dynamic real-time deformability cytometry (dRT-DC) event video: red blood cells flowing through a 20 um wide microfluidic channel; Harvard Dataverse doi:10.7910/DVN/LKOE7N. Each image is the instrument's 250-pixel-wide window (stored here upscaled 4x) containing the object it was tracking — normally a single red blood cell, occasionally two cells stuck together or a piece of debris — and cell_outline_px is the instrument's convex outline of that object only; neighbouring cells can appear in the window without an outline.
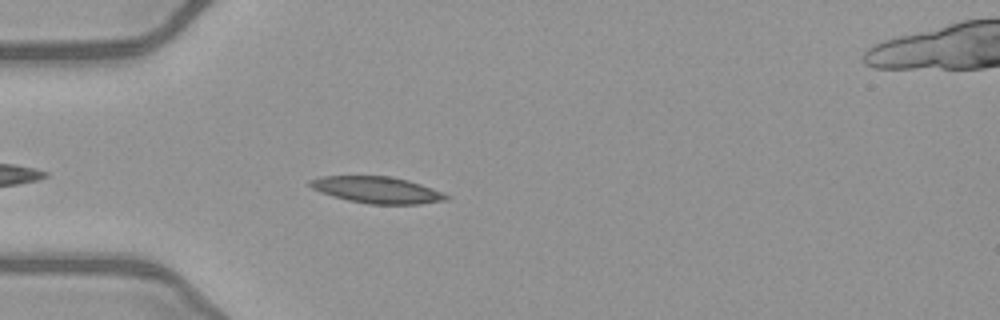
{"species": "common noctule bat (a hibernating species)", "species_latin": "Nyctalus noctula", "temperature_condition": "warm", "stored_images_in_passage": 35, "camera_frame_rate_fps": 3000, "um_per_image_px": 0.085, "animal": {"sex": "female", "body_mass_g": 21.9}, "frame": {"image": 1, "passage_image": 5, "time_ms": 1.333, "image_size_px": [1000, 320], "cell_outline_px": [[452, 196], [448, 200], [420, 204], [368, 204], [348, 200], [332, 196], [320, 192], [312, 188], [308, 184], [308, 180], [320, 176], [392, 176], [408, 180], [432, 188]], "centroid_in_image_um": [32.05, 16.14], "position_along_channel_um": 52.9, "area_um2": 21.27}}
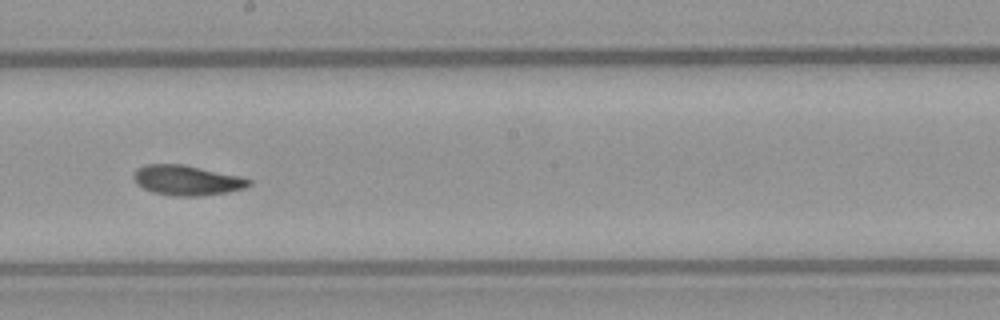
{"frame": {"image": 2, "passage_image": 19, "time_ms": 6.0, "image_size_px": [1000, 320], "cell_outline_px": [[252, 184], [244, 188], [228, 192], [200, 196], [172, 196], [152, 192], [136, 184], [132, 176], [136, 168], [144, 164], [184, 164], [244, 176], [252, 180]], "centroid_in_image_um": [15.9, 15.31], "position_along_channel_um": 232.3, "area_um2": 20.63}}
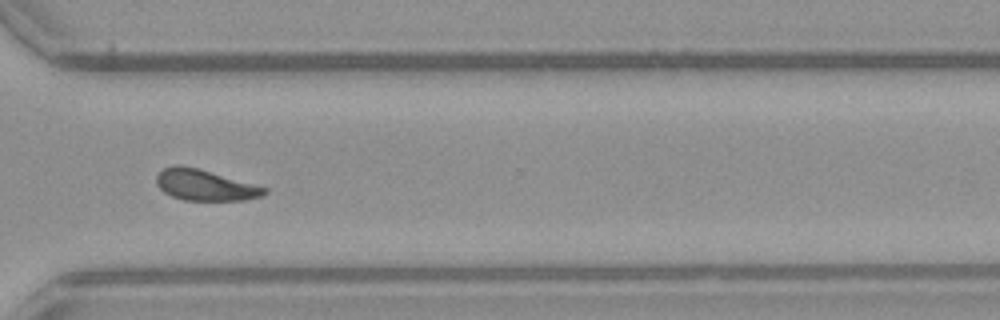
{"frame": {"image": 3, "passage_image": 28, "time_ms": 9.0, "image_size_px": [1000, 320], "cell_outline_px": [[268, 192], [264, 196], [244, 200], [184, 200], [172, 196], [164, 192], [156, 184], [156, 176], [164, 168], [172, 164], [180, 164], [200, 168], [268, 188]], "centroid_in_image_um": [17.43, 15.72], "position_along_channel_um": 353.2, "area_um2": 19.71}, "authors_computed_cell_mechanics": {"area_um2": 20.1722, "velocity_mm_per_s": 4.0365, "shape_relaxation_time_tau1_ms": null, "shape_relaxation_time_tau2_ms": 6.347, "deformation_change_tau1": null, "deformation_change_tau2": 0.133}}